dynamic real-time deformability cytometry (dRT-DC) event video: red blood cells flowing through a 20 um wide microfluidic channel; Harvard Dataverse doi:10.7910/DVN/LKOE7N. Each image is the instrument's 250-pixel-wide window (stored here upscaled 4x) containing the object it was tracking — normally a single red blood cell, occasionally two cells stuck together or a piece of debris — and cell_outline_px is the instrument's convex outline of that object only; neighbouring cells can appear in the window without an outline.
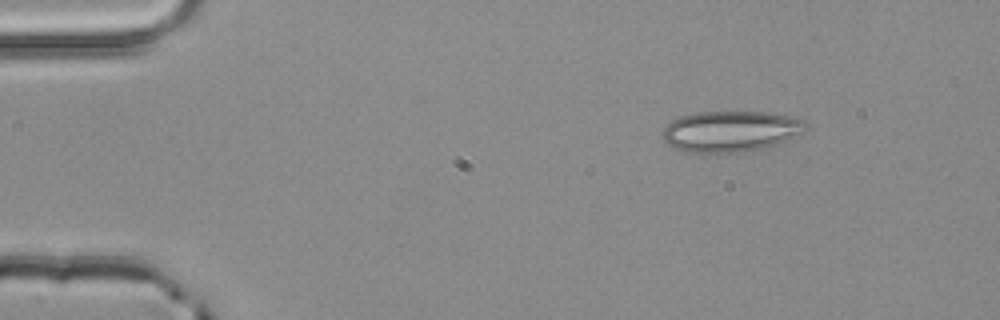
{"species": "common noctule bat (a hibernating species)", "species_latin": "Nyctalus noctula", "temperature_condition": "room temperature", "stored_images_in_passage": 3, "camera_frame_rate_fps": 3000, "um_per_image_px": 0.085, "animal": {"sex": "male", "body_mass_g": 20.4}, "frame": {"image": 1, "passage_image": 2, "time_ms": 0.333, "image_size_px": [1000, 320], "cell_outline_px": [[808, 128], [804, 132], [788, 140], [764, 148], [744, 152], [684, 152], [668, 144], [664, 140], [664, 128], [672, 120], [680, 116], [696, 112], [764, 112], [788, 116], [804, 120], [808, 124]], "centroid_in_image_um": [62.14, 11.16], "position_along_channel_um": 22.9, "area_um2": 34.1}}
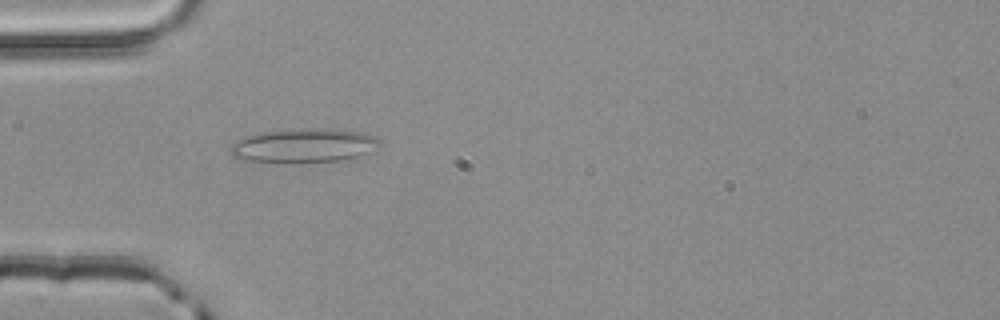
{"frame": {"image": 2, "passage_image": 3, "time_ms": 0.667, "image_size_px": [1000, 320], "cell_outline_px": [[380, 140], [368, 152], [360, 156], [340, 160], [248, 160], [232, 156], [228, 148], [232, 144], [248, 136], [264, 132], [308, 128], [332, 128], [364, 132], [376, 136]], "centroid_in_image_um": [25.87, 12.32], "position_along_channel_um": 59.1, "area_um2": 28.32}}